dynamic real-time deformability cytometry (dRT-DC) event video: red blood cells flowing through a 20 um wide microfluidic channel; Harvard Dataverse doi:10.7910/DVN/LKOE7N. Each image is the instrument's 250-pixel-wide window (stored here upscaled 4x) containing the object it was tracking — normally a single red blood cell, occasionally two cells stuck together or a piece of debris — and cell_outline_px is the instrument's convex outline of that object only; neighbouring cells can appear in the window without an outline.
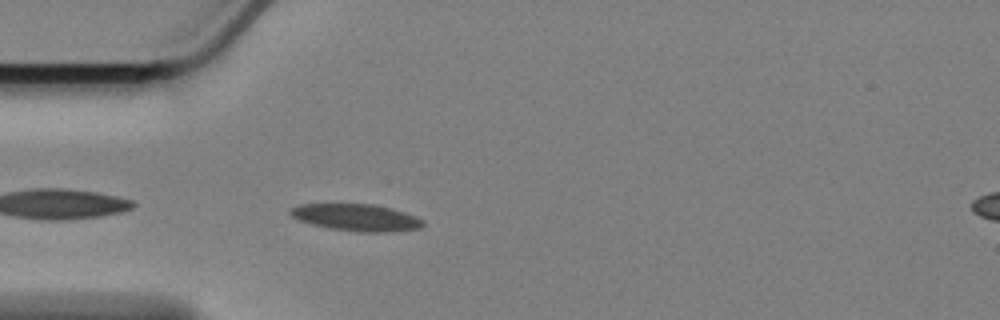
{"species": "Egyptian fruit bat (a non-hibernating species)", "species_latin": "Rousettus aegyptiacus", "temperature_condition": "cold", "stored_images_in_passage": 44, "camera_frame_rate_fps": 3000, "um_per_image_px": 0.085, "animal": {"sex": "female"}, "frame": {"image": 1, "passage_image": 3, "time_ms": 0.667, "image_size_px": [1000, 320], "cell_outline_px": [[424, 224], [420, 228], [392, 232], [356, 232], [328, 228], [296, 220], [288, 212], [288, 208], [300, 204], [372, 204], [392, 208], [416, 216], [424, 220]], "centroid_in_image_um": [30.26, 18.49], "position_along_channel_um": 54.7, "area_um2": 21.1}}
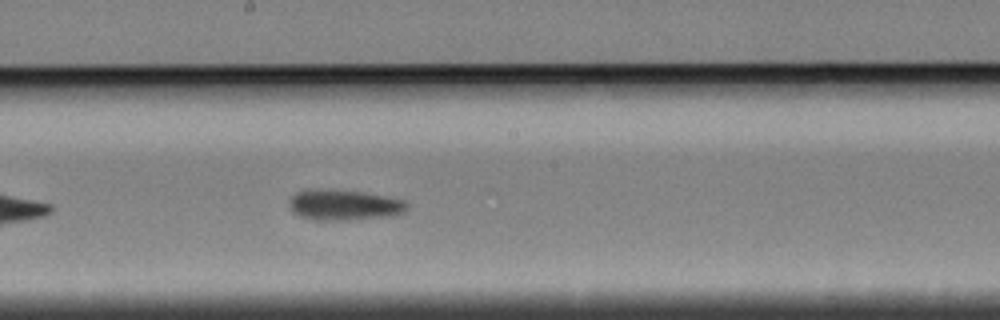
{"frame": {"image": 2, "passage_image": 18, "time_ms": 5.667, "image_size_px": [1000, 320], "cell_outline_px": [[408, 208], [404, 212], [392, 216], [344, 220], [316, 220], [300, 216], [292, 212], [288, 204], [292, 196], [296, 192], [308, 188], [332, 188], [364, 192], [404, 200], [408, 204]], "centroid_in_image_um": [29.21, 17.4], "position_along_channel_um": 219.0, "area_um2": 21.44}}
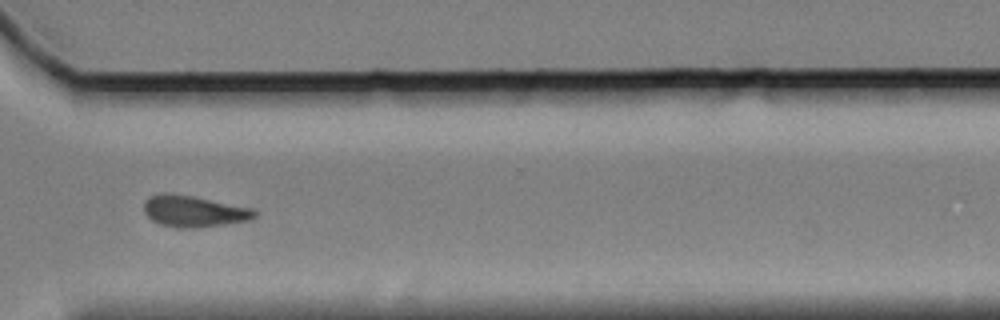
{"frame": {"image": 3, "passage_image": 30, "time_ms": 9.667, "image_size_px": [1000, 320], "cell_outline_px": [[256, 216], [252, 220], [200, 228], [176, 228], [160, 224], [152, 220], [144, 212], [144, 204], [152, 196], [164, 192], [192, 196], [252, 208], [256, 212]], "centroid_in_image_um": [16.5, 17.98], "position_along_channel_um": 354.1, "area_um2": 20.17}}